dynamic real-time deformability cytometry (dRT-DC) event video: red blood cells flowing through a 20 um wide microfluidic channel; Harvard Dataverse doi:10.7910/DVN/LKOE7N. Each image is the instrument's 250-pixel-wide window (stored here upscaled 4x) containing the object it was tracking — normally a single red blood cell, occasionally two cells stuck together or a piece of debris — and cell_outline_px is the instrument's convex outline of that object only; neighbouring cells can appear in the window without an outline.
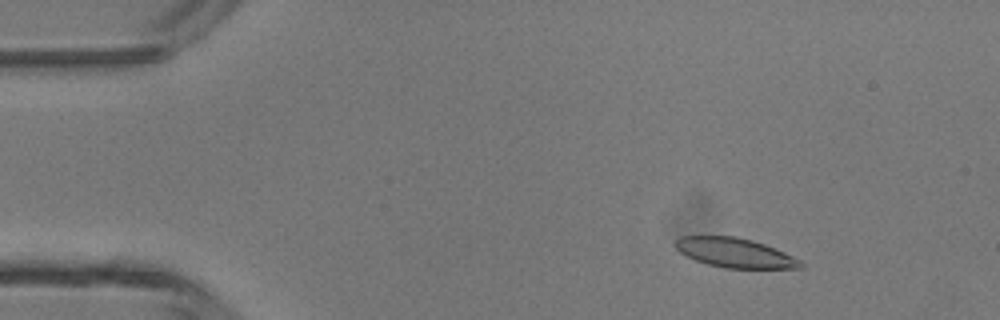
{"species": "common noctule bat (a hibernating species)", "species_latin": "Nyctalus noctula", "temperature_condition": "room temperature", "stored_images_in_passage": 47, "camera_frame_rate_fps": 3000, "um_per_image_px": 0.085, "animal": {"sex": "male", "body_mass_g": 13.3}, "frame": {"image": 1, "passage_image": 7, "time_ms": 2.0, "image_size_px": [1000, 320], "cell_outline_px": [[804, 268], [724, 268], [708, 264], [684, 256], [676, 248], [676, 240], [680, 236], [736, 236], [752, 240], [776, 248], [800, 260], [804, 264]], "centroid_in_image_um": [62.47, 21.49], "position_along_channel_um": 22.5, "area_um2": 21.5}}
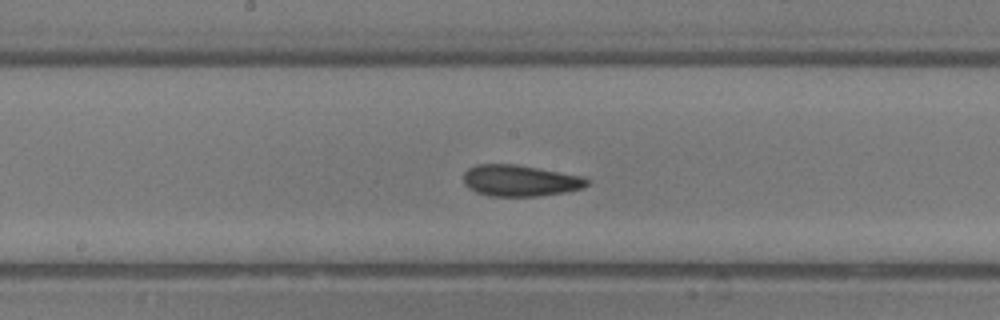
{"frame": {"image": 2, "passage_image": 25, "time_ms": 8.0, "image_size_px": [1000, 320], "cell_outline_px": [[588, 184], [584, 188], [568, 192], [540, 196], [488, 196], [476, 192], [468, 188], [464, 184], [464, 172], [468, 168], [476, 164], [516, 164], [584, 176], [588, 180]], "centroid_in_image_um": [44.21, 15.35], "position_along_channel_um": 204.0, "area_um2": 22.83}}
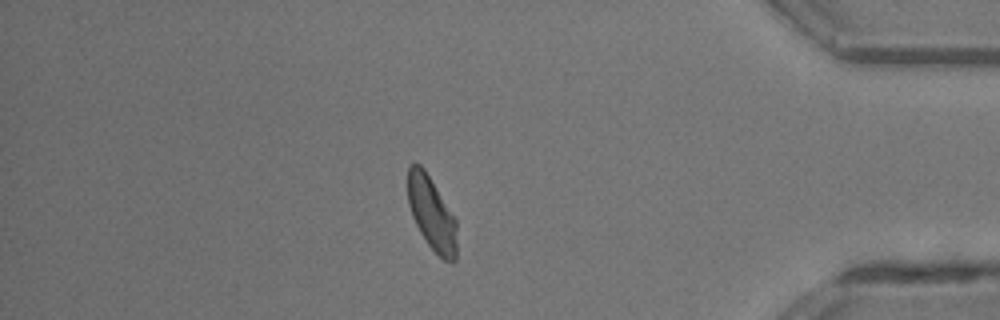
{"frame": {"image": 3, "passage_image": 41, "time_ms": 13.333, "image_size_px": [1000, 320], "cell_outline_px": [[456, 260], [452, 264], [444, 260], [428, 244], [420, 232], [412, 216], [408, 204], [408, 164], [420, 164], [424, 168], [456, 220]], "centroid_in_image_um": [36.68, 18.16], "position_along_channel_um": 398.5, "area_um2": 20.75}, "authors_computed_cell_mechanics": {"area_um2": 22.0218, "velocity_mm_per_s": 4.3652, "shape_relaxation_time_tau1_ms": 2.8912, "shape_relaxation_time_tau2_ms": 2.3705, "deformation_change_tau1": 0.146, "deformation_change_tau2": 0.0971}}